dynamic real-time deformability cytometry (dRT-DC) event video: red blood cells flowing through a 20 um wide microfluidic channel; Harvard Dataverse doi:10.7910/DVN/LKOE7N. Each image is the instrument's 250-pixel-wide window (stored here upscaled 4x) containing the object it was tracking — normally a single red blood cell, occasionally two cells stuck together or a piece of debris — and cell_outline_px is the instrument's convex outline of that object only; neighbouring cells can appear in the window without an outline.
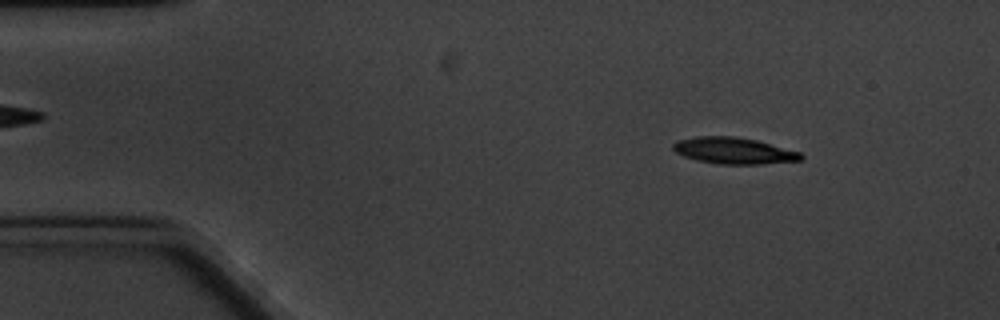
{"species": "common noctule bat (a hibernating species)", "species_latin": "Nyctalus noctula", "temperature_condition": "cold", "stored_images_in_passage": 4, "camera_frame_rate_fps": 3000, "um_per_image_px": 0.085, "animal": {"sex": "male", "body_mass_g": 20.1, "forearm_length_mm": 53.5}, "frame": {"image": 1, "passage_image": 2, "time_ms": 1.333, "image_size_px": [1000, 320], "cell_outline_px": [[804, 156], [800, 160], [760, 164], [720, 164], [696, 160], [684, 156], [676, 152], [672, 148], [672, 144], [676, 140], [700, 136], [732, 136], [756, 140], [800, 152]], "centroid_in_image_um": [62.34, 12.81], "position_along_channel_um": 22.7, "area_um2": 19.54}}
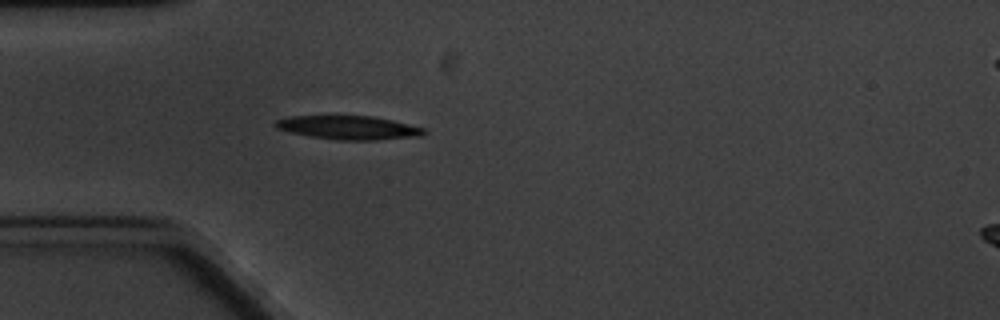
{"frame": {"image": 2, "passage_image": 4, "time_ms": 4.333, "image_size_px": [1000, 320], "cell_outline_px": [[428, 132], [420, 136], [376, 140], [336, 140], [312, 136], [292, 132], [276, 128], [272, 124], [276, 120], [288, 116], [376, 116], [424, 128]], "centroid_in_image_um": [29.64, 10.84], "position_along_channel_um": 55.4, "area_um2": 20.46}}